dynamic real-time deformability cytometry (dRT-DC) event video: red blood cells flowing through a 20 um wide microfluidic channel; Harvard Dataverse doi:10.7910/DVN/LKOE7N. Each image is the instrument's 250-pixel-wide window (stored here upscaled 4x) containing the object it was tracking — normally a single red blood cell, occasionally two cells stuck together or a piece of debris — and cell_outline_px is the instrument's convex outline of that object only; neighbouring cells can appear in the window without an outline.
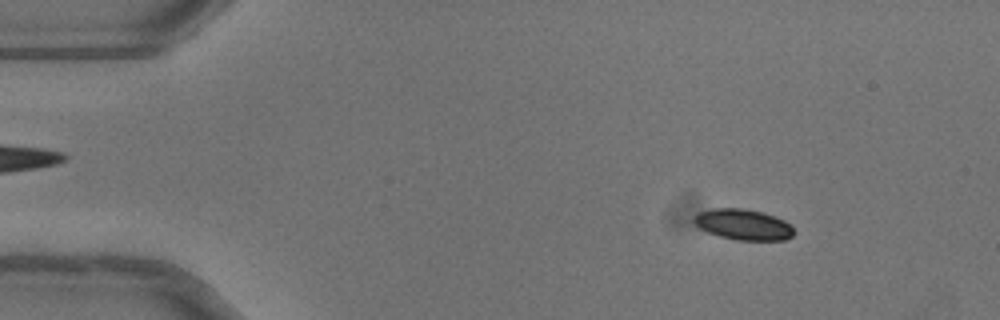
{"species": "common noctule bat (a hibernating species)", "species_latin": "Nyctalus noctula", "temperature_condition": "warm", "stored_images_in_passage": 52, "camera_frame_rate_fps": 3000, "um_per_image_px": 0.085, "animal": {"sex": "female"}, "frame": {"image": 1, "passage_image": 7, "time_ms": 2.0, "image_size_px": [1000, 320], "cell_outline_px": [[792, 236], [784, 240], [736, 240], [720, 236], [708, 232], [700, 228], [692, 220], [700, 212], [712, 208], [744, 208], [764, 212], [776, 216], [784, 220], [792, 228]], "centroid_in_image_um": [63.18, 19.07], "position_along_channel_um": 21.8, "area_um2": 17.8}}
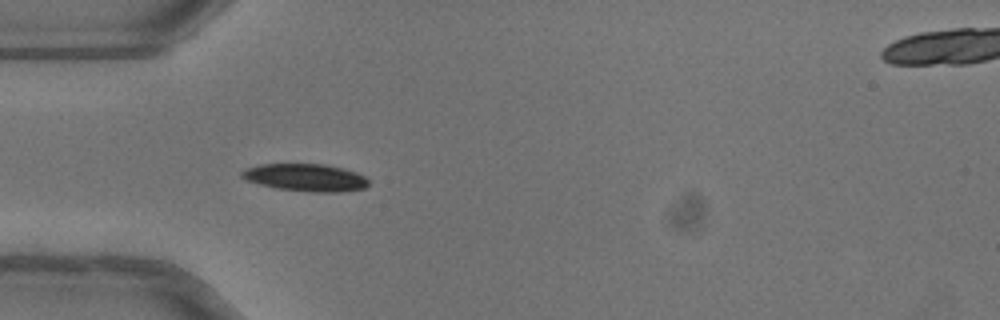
{"frame": {"image": 2, "passage_image": 16, "time_ms": 5.0, "image_size_px": [1000, 320], "cell_outline_px": [[368, 184], [364, 188], [336, 192], [316, 192], [276, 188], [244, 180], [240, 176], [240, 172], [248, 168], [260, 164], [324, 164], [356, 172], [364, 176], [368, 180]], "centroid_in_image_um": [25.94, 15.09], "position_along_channel_um": 59.1, "area_um2": 20.06}}
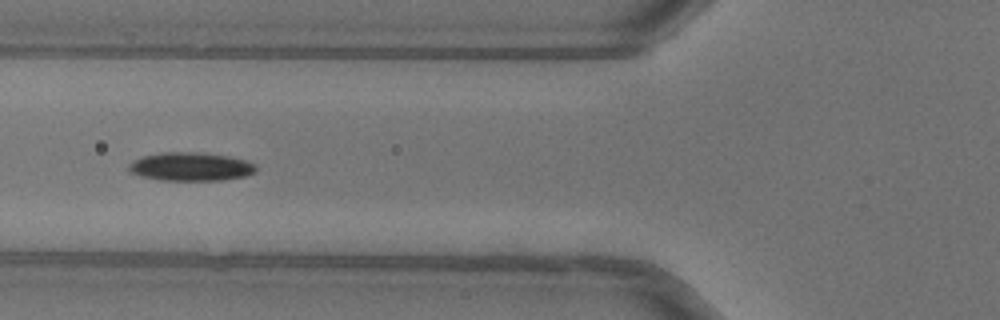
{"frame": {"image": 3, "passage_image": 20, "time_ms": 6.333, "image_size_px": [1000, 320], "cell_outline_px": [[256, 172], [248, 176], [220, 180], [160, 180], [140, 176], [128, 172], [128, 164], [132, 160], [144, 156], [164, 152], [200, 152], [228, 156], [244, 160], [256, 164]], "centroid_in_image_um": [16.2, 14.17], "position_along_channel_um": 109.6, "area_um2": 21.27}, "authors_computed_cell_mechanics": {"area_um2": 18.9584, "velocity_mm_per_s": 4.0229, "shape_relaxation_time_tau1_ms": 1.6906, "shape_relaxation_time_tau2_ms": null, "deformation_change_tau1": 0.103, "deformation_change_tau2": null}}